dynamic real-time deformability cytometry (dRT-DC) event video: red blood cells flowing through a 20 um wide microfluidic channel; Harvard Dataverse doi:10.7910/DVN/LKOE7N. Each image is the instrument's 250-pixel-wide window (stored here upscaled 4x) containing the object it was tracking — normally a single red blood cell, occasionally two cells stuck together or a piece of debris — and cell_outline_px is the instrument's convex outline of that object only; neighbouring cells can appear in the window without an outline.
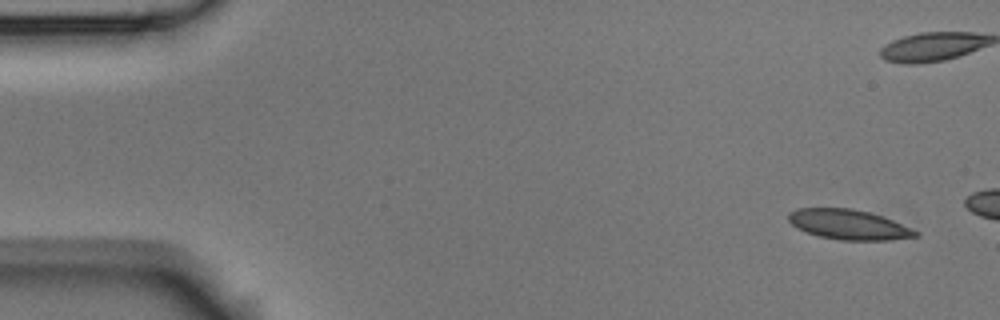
{"species": "Egyptian fruit bat (a non-hibernating species)", "species_latin": "Rousettus aegyptiacus", "temperature_condition": "room temperature", "stored_images_in_passage": 3, "camera_frame_rate_fps": 3000, "um_per_image_px": 0.085, "animal": {"sex": "male"}, "frame": {"image": 1, "passage_image": 1, "time_ms": 0.0, "image_size_px": [1000, 320], "cell_outline_px": [[920, 236], [888, 240], [840, 240], [820, 236], [796, 228], [788, 220], [788, 212], [800, 208], [852, 208], [868, 212], [892, 220], [920, 232]], "centroid_in_image_um": [72.13, 19.09], "position_along_channel_um": 12.9, "area_um2": 22.02}}